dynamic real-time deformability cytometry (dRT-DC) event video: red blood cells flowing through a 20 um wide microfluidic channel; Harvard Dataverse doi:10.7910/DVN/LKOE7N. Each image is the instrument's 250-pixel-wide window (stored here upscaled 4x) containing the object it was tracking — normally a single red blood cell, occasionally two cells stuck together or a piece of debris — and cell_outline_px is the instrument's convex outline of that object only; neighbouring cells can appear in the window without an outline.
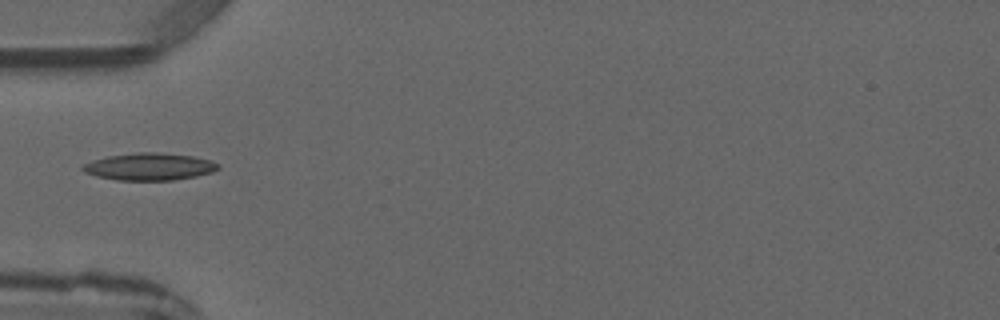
{"species": "common noctule bat (a hibernating species)", "species_latin": "Nyctalus noctula", "temperature_condition": "warm", "stored_images_in_passage": 2, "camera_frame_rate_fps": 3000, "um_per_image_px": 0.085, "animal": {"sex": "male", "forearm_length_mm": 52.5}, "frame": {"image": 1, "passage_image": 2, "time_ms": 2.0, "image_size_px": [1000, 320], "cell_outline_px": [[220, 168], [212, 172], [196, 176], [172, 180], [116, 180], [96, 176], [84, 172], [80, 168], [84, 164], [92, 160], [108, 156], [140, 152], [152, 152], [192, 156], [212, 160], [220, 164]], "centroid_in_image_um": [12.7, 14.17], "position_along_channel_um": 72.3, "area_um2": 21.44}}